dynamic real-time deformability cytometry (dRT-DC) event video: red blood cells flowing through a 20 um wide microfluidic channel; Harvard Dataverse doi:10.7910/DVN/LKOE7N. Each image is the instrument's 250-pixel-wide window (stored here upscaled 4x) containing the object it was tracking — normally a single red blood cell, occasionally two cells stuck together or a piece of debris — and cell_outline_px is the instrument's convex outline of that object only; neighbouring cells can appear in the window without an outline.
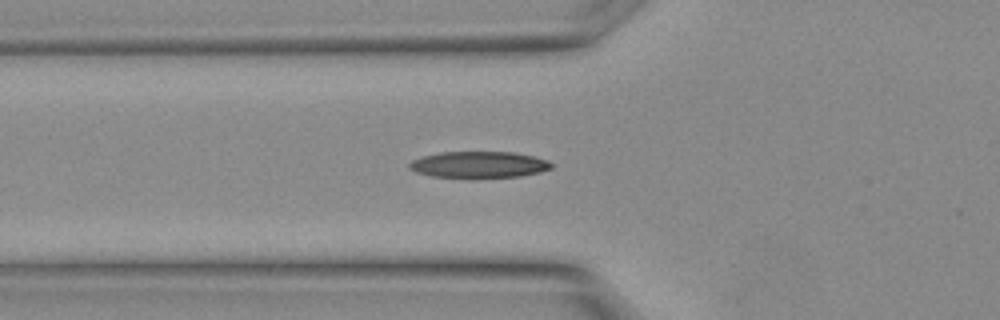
{"species": "Egyptian fruit bat (a non-hibernating species)", "species_latin": "Rousettus aegyptiacus", "temperature_condition": "warm", "stored_images_in_passage": 10, "camera_frame_rate_fps": 3000, "um_per_image_px": 0.085, "animal": {"sex": "female"}, "frame": {"image": 1, "passage_image": 4, "time_ms": 1.0, "image_size_px": [1000, 320], "cell_outline_px": [[552, 168], [540, 172], [520, 176], [432, 176], [416, 172], [408, 168], [408, 164], [412, 160], [424, 156], [440, 152], [512, 152], [532, 156], [548, 160], [552, 164]], "centroid_in_image_um": [40.7, 13.97], "position_along_channel_um": 85.1, "area_um2": 21.27}}
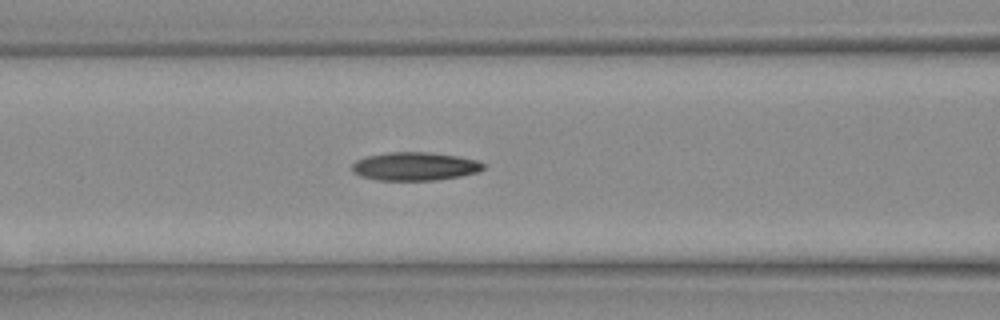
{"frame": {"image": 2, "passage_image": 6, "time_ms": 1.667, "image_size_px": [1000, 320], "cell_outline_px": [[484, 168], [476, 172], [460, 176], [436, 180], [380, 180], [360, 176], [352, 172], [352, 164], [356, 160], [368, 156], [388, 152], [424, 152], [456, 156], [476, 160], [484, 164]], "centroid_in_image_um": [35.22, 14.14], "position_along_channel_um": 131.4, "area_um2": 21.44}}